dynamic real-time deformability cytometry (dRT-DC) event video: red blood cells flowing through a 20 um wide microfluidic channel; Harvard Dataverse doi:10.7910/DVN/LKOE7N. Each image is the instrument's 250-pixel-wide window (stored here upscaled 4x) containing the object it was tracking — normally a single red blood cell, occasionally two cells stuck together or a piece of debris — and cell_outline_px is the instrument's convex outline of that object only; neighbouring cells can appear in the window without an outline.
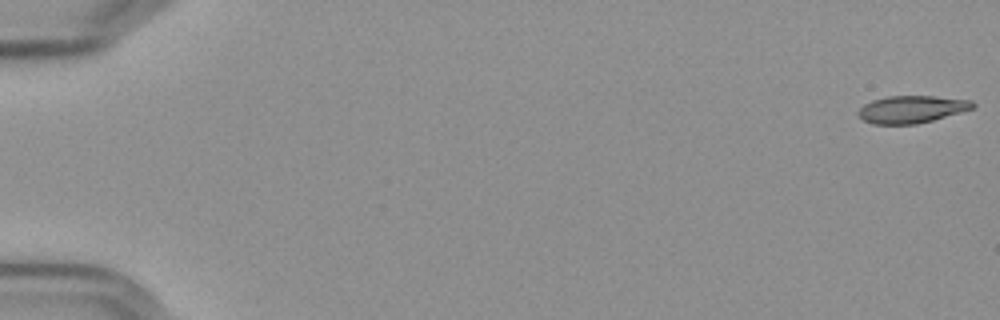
{"species": "Egyptian fruit bat (a non-hibernating species)", "species_latin": "Rousettus aegyptiacus", "temperature_condition": "cold", "stored_images_in_passage": 58, "camera_frame_rate_fps": 3000, "um_per_image_px": 0.085, "frame": {"image": 1, "passage_image": 1, "time_ms": 0.0, "image_size_px": [1000, 320], "cell_outline_px": [[976, 104], [972, 108], [960, 112], [932, 120], [916, 124], [872, 124], [864, 120], [856, 112], [864, 104], [872, 100], [888, 96], [932, 96], [972, 100]], "centroid_in_image_um": [77.47, 9.28], "position_along_channel_um": 7.5, "area_um2": 18.09}}
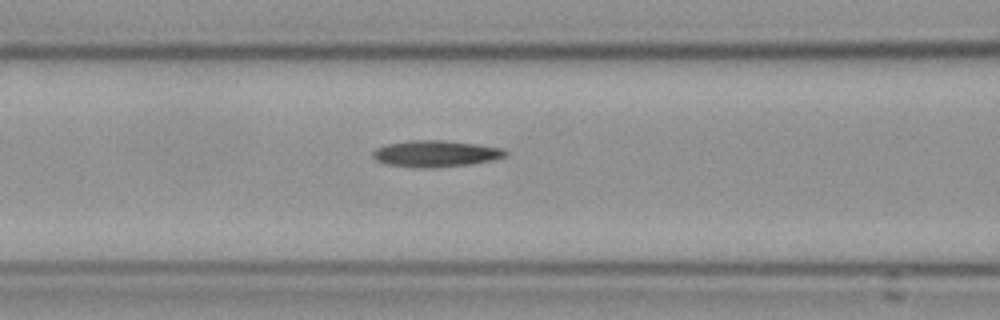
{"frame": {"image": 2, "passage_image": 25, "time_ms": 8.0, "image_size_px": [1000, 320], "cell_outline_px": [[508, 156], [492, 160], [472, 164], [436, 168], [416, 168], [384, 164], [376, 160], [372, 156], [372, 152], [376, 148], [388, 144], [412, 140], [444, 140], [476, 144], [504, 148], [508, 152]], "centroid_in_image_um": [37.05, 13.07], "position_along_channel_um": 129.5, "area_um2": 20.75}}
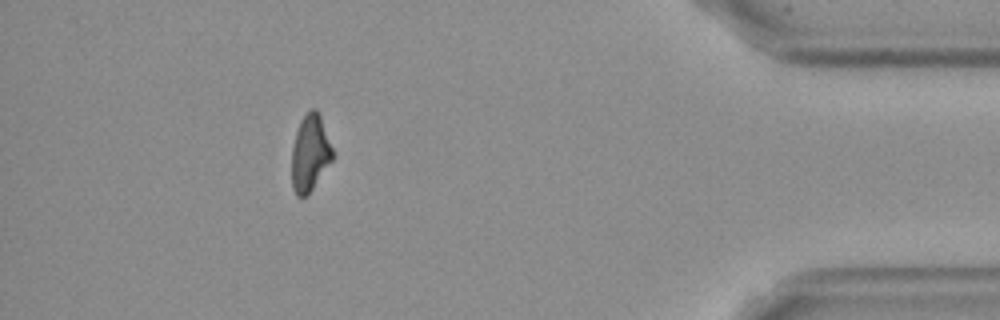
{"frame": {"image": 3, "passage_image": 52, "time_ms": 17.0, "image_size_px": [1000, 320], "cell_outline_px": [[332, 160], [312, 188], [304, 196], [296, 196], [292, 188], [292, 148], [296, 132], [300, 120], [312, 108], [316, 108], [320, 116], [332, 148]], "centroid_in_image_um": [26.33, 13.0], "position_along_channel_um": 408.9, "area_um2": 17.74}}